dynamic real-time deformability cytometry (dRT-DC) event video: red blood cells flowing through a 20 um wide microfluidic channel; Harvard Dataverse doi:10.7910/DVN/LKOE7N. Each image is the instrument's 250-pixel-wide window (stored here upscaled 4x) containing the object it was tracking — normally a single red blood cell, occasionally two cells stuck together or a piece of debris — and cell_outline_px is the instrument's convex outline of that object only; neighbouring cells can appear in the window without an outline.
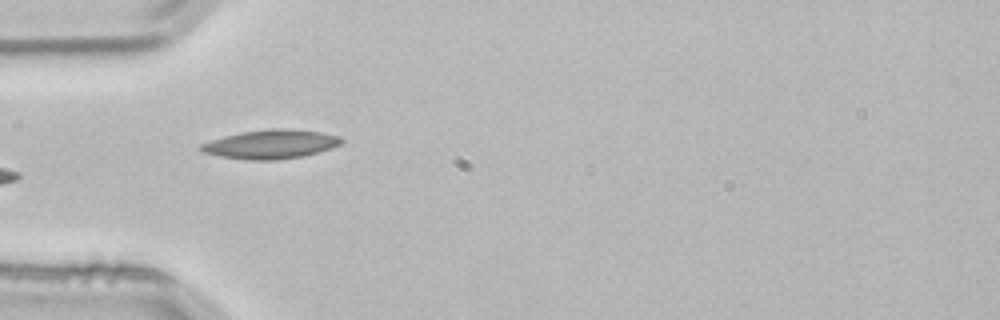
{"species": "common noctule bat (a hibernating species)", "species_latin": "Nyctalus noctula", "temperature_condition": "room temperature", "stored_images_in_passage": 2, "camera_frame_rate_fps": 3000, "um_per_image_px": 0.085, "animal": {"sex": "male", "body_mass_g": 21.5, "forearm_length_mm": 52.0}, "frame": {"image": 1, "passage_image": 2, "time_ms": 0.333, "image_size_px": [1000, 320], "cell_outline_px": [[344, 140], [340, 144], [332, 148], [304, 156], [276, 160], [248, 160], [220, 156], [200, 152], [200, 144], [224, 136], [240, 132], [272, 128], [292, 128], [320, 132], [340, 136]], "centroid_in_image_um": [23.03, 12.25], "position_along_channel_um": 62.0, "area_um2": 23.87}}